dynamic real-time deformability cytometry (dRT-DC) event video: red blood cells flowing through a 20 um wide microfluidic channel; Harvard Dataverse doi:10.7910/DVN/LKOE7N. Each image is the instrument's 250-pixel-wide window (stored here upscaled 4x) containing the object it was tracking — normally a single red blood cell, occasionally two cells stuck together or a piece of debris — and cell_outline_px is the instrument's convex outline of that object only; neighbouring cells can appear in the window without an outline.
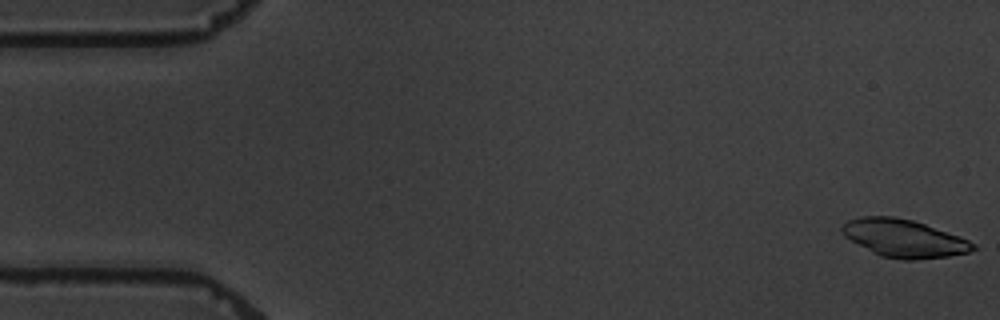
{"species": "common noctule bat (a hibernating species)", "species_latin": "Nyctalus noctula", "temperature_condition": "warm", "stored_images_in_passage": 4, "camera_frame_rate_fps": 3000, "um_per_image_px": 0.085, "animal": {"sex": "male", "body_mass_g": 19.5, "forearm_length_mm": 54.6}, "frame": {"image": 1, "passage_image": 1, "time_ms": 0.0, "image_size_px": [1000, 320], "cell_outline_px": [[976, 248], [968, 252], [948, 256], [916, 260], [904, 260], [880, 256], [872, 252], [844, 236], [840, 232], [840, 228], [848, 220], [860, 216], [896, 216], [912, 220], [960, 236], [976, 244]], "centroid_in_image_um": [76.81, 20.25], "position_along_channel_um": 8.2, "area_um2": 28.84}}